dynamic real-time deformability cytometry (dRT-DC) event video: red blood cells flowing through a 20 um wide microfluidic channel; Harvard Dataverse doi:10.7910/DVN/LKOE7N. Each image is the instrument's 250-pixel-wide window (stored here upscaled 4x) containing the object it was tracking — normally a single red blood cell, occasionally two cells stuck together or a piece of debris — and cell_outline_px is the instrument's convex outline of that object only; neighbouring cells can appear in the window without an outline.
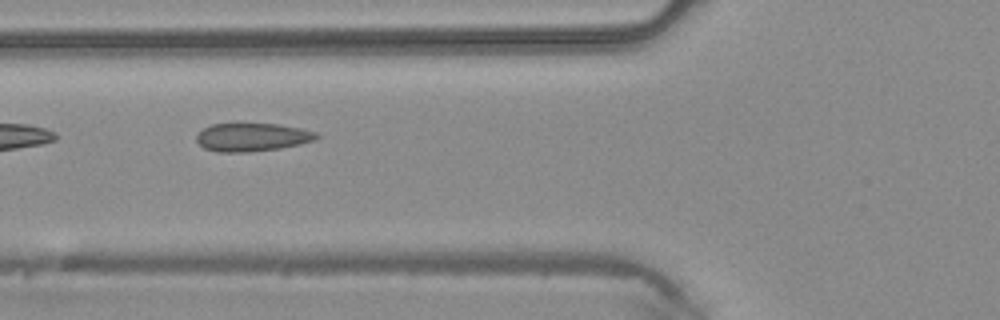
{"species": "common noctule bat (a hibernating species)", "species_latin": "Nyctalus noctula", "temperature_condition": "warm", "stored_images_in_passage": 4, "camera_frame_rate_fps": 3000, "um_per_image_px": 0.085, "animal": {"sex": "male", "body_mass_g": 20.4}, "frame": {"image": 1, "passage_image": 4, "time_ms": 1.0, "image_size_px": [1000, 320], "cell_outline_px": [[320, 136], [316, 140], [300, 144], [280, 148], [248, 152], [216, 152], [204, 148], [196, 140], [196, 136], [204, 128], [212, 124], [236, 120], [276, 124], [300, 128], [316, 132]], "centroid_in_image_um": [21.4, 11.61], "position_along_channel_um": 104.4, "area_um2": 20.58}}